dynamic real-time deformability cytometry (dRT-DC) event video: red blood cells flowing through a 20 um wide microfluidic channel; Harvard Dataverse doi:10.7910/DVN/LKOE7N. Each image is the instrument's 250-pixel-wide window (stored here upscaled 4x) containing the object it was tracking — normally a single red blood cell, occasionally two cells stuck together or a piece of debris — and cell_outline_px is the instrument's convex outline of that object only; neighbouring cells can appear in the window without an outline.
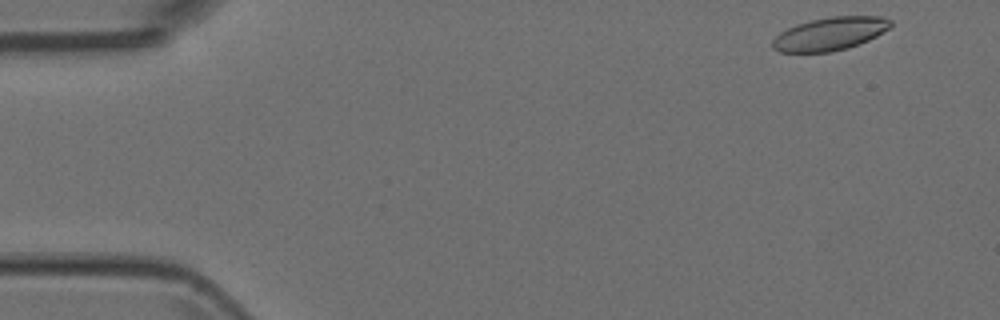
{"species": "Egyptian fruit bat (a non-hibernating species)", "species_latin": "Rousettus aegyptiacus", "temperature_condition": "room temperature", "stored_images_in_passage": 5, "camera_frame_rate_fps": 3000, "um_per_image_px": 0.085, "animal": {"sex": "female"}, "frame": {"image": 1, "passage_image": 1, "time_ms": 0.0, "image_size_px": [1000, 320], "cell_outline_px": [[892, 24], [888, 28], [876, 36], [868, 40], [848, 48], [832, 52], [780, 52], [772, 48], [772, 40], [780, 32], [796, 24], [812, 20], [832, 16], [880, 16], [892, 20]], "centroid_in_image_um": [70.53, 2.87], "position_along_channel_um": 14.5, "area_um2": 22.72}}
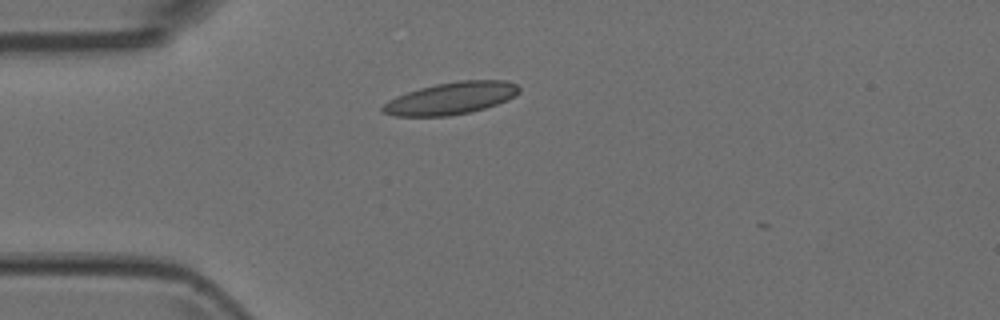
{"frame": {"image": 2, "passage_image": 4, "time_ms": 1.0, "image_size_px": [1000, 320], "cell_outline_px": [[520, 92], [516, 96], [508, 100], [472, 112], [448, 116], [396, 116], [380, 112], [380, 108], [388, 100], [396, 96], [420, 88], [436, 84], [460, 80], [504, 80], [516, 84], [520, 88]], "centroid_in_image_um": [38.34, 8.36], "position_along_channel_um": 46.7, "area_um2": 25.66}}